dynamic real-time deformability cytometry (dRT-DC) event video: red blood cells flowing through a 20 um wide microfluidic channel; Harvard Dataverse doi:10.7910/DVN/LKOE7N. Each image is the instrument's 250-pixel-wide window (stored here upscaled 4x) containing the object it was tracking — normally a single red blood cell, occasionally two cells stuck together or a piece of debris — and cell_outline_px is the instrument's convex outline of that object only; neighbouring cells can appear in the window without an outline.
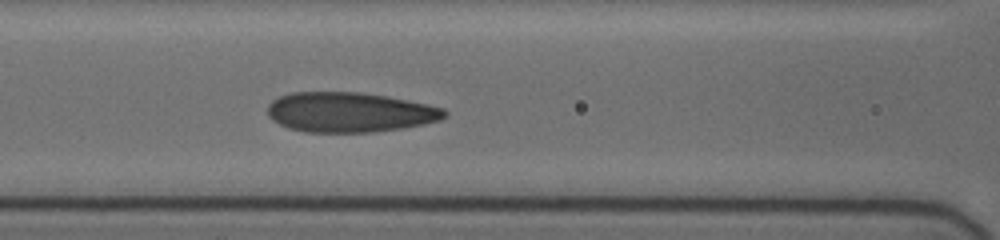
{"species": "human", "species_latin": "Homo sapiens", "temperature_condition": "cold", "stored_images_in_passage": 5, "segment_of_instrument_passage": [1, 2], "camera_frame_rate_fps": 3000, "um_per_image_px": 0.085, "donor": {"sex": "female"}, "frame": {"image": 1, "passage_image": 4, "time_ms": 2.333, "image_size_px": [1000, 240], "cell_outline_px": [[448, 116], [440, 120], [424, 124], [404, 128], [372, 132], [304, 132], [288, 128], [272, 120], [268, 116], [268, 104], [272, 100], [280, 96], [292, 92], [360, 92], [384, 96], [428, 104], [444, 108], [448, 112]], "centroid_in_image_um": [29.73, 9.54], "position_along_channel_um": 136.9, "area_um2": 41.33}}